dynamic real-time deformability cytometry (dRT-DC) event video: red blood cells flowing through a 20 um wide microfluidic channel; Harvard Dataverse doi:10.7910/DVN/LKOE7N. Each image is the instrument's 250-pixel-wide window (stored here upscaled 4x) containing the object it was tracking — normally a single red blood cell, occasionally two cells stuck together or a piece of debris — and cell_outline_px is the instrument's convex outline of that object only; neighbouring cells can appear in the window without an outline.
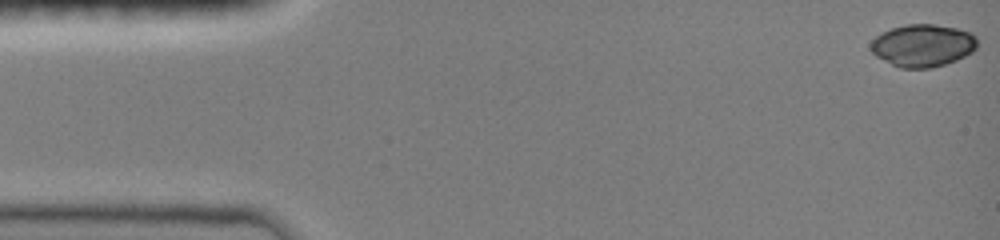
{"species": "common noctule bat (a hibernating species)", "species_latin": "Nyctalus noctula", "temperature_condition": "room temperature", "stored_images_in_passage": 46, "camera_frame_rate_fps": 3000, "um_per_image_px": 0.085, "animal": {"sex": "female", "body_mass_g": 19.0, "forearm_length_mm": 51.5}, "frame": {"image": 1, "passage_image": 1, "time_ms": 0.0, "image_size_px": [1000, 240], "cell_outline_px": [[976, 48], [972, 52], [956, 60], [932, 68], [900, 68], [876, 56], [872, 52], [868, 44], [876, 36], [892, 28], [904, 24], [936, 24], [956, 28], [972, 32], [976, 36]], "centroid_in_image_um": [78.43, 3.86], "position_along_channel_um": 6.6, "area_um2": 26.41}}
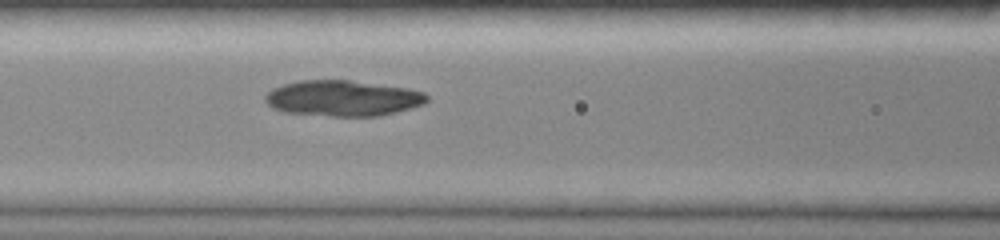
{"frame": {"image": 2, "passage_image": 20, "time_ms": 6.333, "image_size_px": [1000, 240], "cell_outline_px": [[428, 100], [424, 104], [412, 108], [380, 116], [332, 116], [284, 112], [272, 108], [264, 100], [264, 96], [272, 88], [284, 84], [300, 80], [348, 80], [408, 88], [424, 92], [428, 96]], "centroid_in_image_um": [29.14, 8.35], "position_along_channel_um": 137.5, "area_um2": 33.81}}
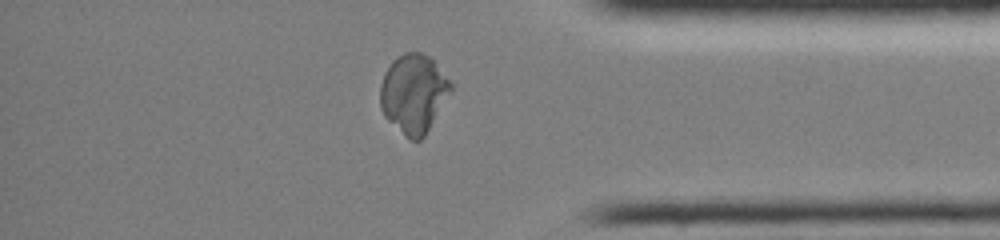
{"frame": {"image": 3, "passage_image": 40, "time_ms": 13.0, "image_size_px": [1000, 240], "cell_outline_px": [[452, 92], [424, 136], [420, 140], [408, 140], [384, 116], [380, 108], [380, 84], [384, 72], [392, 60], [404, 52], [420, 52], [428, 56], [432, 60], [452, 84]], "centroid_in_image_um": [35.13, 7.97], "position_along_channel_um": 400.1, "area_um2": 32.48}}